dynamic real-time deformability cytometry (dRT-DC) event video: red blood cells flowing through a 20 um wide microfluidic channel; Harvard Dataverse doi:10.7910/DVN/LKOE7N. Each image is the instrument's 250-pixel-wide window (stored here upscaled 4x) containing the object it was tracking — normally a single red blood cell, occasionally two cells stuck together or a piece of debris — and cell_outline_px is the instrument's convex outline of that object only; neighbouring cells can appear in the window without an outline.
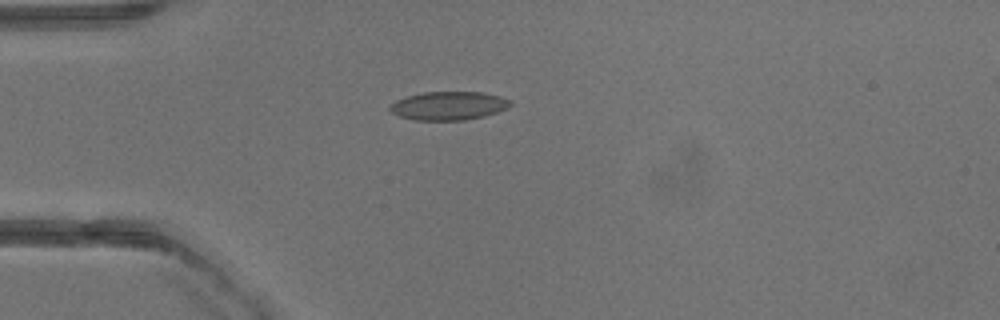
{"species": "common noctule bat (a hibernating species)", "species_latin": "Nyctalus noctula", "temperature_condition": "warm", "stored_images_in_passage": 30, "camera_frame_rate_fps": 3000, "um_per_image_px": 0.085, "animal": {"sex": "male", "body_mass_g": 13.3}, "frame": {"image": 1, "passage_image": 1, "time_ms": 0.0, "image_size_px": [1000, 320], "cell_outline_px": [[512, 104], [508, 108], [484, 116], [464, 120], [412, 120], [400, 116], [392, 112], [388, 108], [396, 100], [408, 96], [424, 92], [480, 92], [500, 96], [512, 100]], "centroid_in_image_um": [38.16, 8.99], "position_along_channel_um": 46.8, "area_um2": 19.94}}
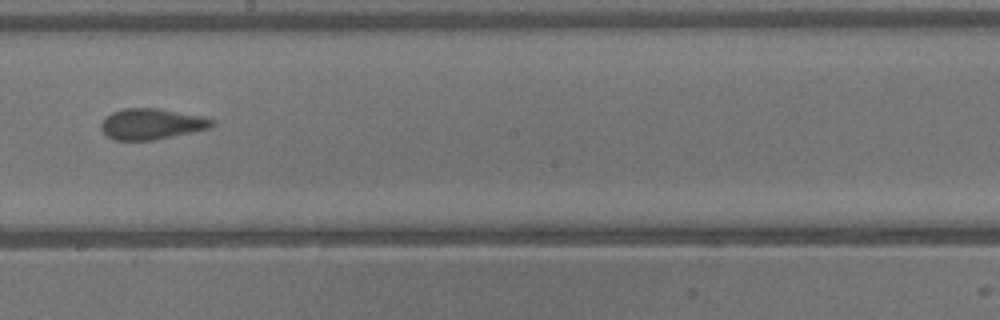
{"frame": {"image": 2, "passage_image": 13, "time_ms": 4.0, "image_size_px": [1000, 320], "cell_outline_px": [[216, 124], [212, 128], [156, 140], [112, 140], [100, 128], [100, 124], [112, 112], [124, 108], [156, 108], [200, 116], [216, 120]], "centroid_in_image_um": [12.92, 10.55], "position_along_channel_um": 235.3, "area_um2": 20.0}}
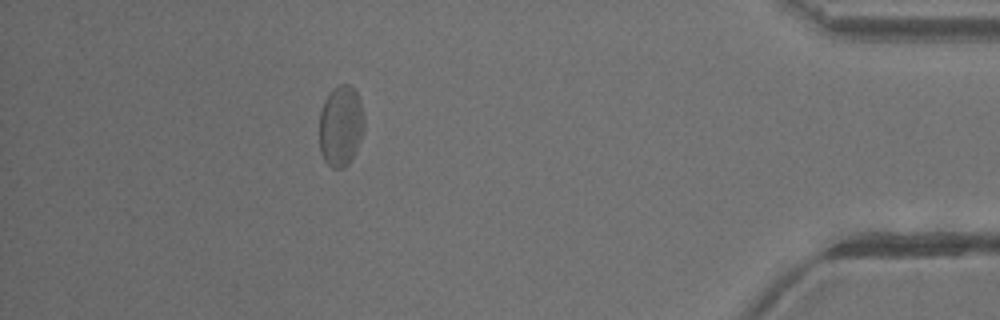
{"frame": {"image": 3, "passage_image": 26, "time_ms": 8.333, "image_size_px": [1000, 320], "cell_outline_px": [[364, 128], [360, 140], [348, 164], [344, 168], [332, 168], [324, 160], [320, 152], [320, 112], [324, 100], [328, 92], [332, 88], [340, 84], [348, 84], [356, 92], [360, 100], [364, 116]], "centroid_in_image_um": [28.95, 10.68], "position_along_channel_um": 406.2, "area_um2": 21.15}}